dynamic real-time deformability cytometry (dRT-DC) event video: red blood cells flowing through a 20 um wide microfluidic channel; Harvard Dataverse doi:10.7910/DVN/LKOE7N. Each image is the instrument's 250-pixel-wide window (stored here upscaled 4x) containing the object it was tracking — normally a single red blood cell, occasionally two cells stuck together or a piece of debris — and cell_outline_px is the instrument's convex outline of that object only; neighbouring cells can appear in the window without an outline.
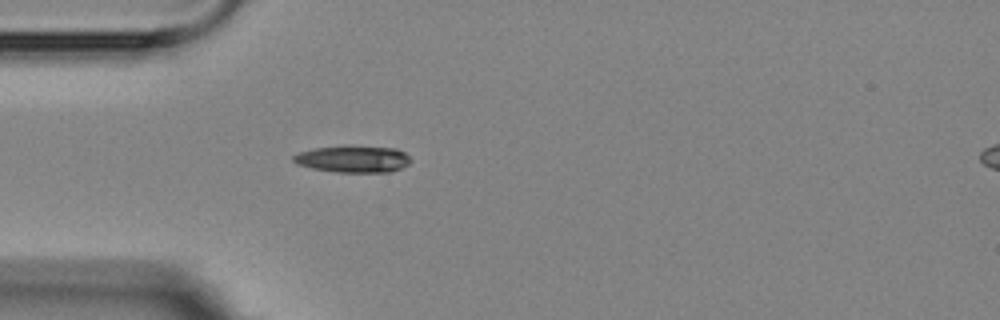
{"species": "Egyptian fruit bat (a non-hibernating species)", "species_latin": "Rousettus aegyptiacus", "temperature_condition": "room temperature", "stored_images_in_passage": 1, "camera_frame_rate_fps": 3000, "um_per_image_px": 0.085, "animal": {"sex": "female"}, "frame": {"image": 1, "passage_image": 1, "time_ms": 0.0, "image_size_px": [1000, 320], "cell_outline_px": [[412, 160], [408, 164], [400, 168], [388, 172], [336, 172], [312, 168], [296, 164], [292, 160], [292, 156], [300, 152], [316, 148], [344, 144], [396, 148], [404, 152]], "centroid_in_image_um": [30.0, 13.49], "position_along_channel_um": 55.0, "area_um2": 18.67}}